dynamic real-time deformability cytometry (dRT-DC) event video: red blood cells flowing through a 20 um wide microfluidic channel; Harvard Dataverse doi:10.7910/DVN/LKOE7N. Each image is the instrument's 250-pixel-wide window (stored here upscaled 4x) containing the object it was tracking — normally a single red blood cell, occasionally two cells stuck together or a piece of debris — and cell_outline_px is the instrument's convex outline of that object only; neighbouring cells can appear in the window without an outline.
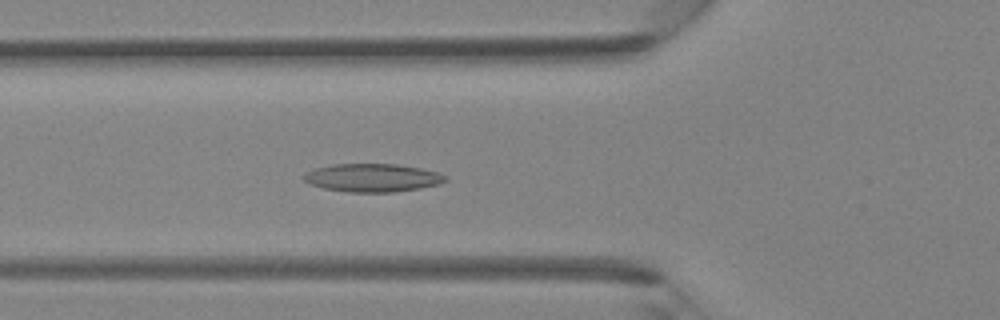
{"species": "Egyptian fruit bat (a non-hibernating species)", "species_latin": "Rousettus aegyptiacus", "temperature_condition": "room temperature", "stored_images_in_passage": 30, "camera_frame_rate_fps": 3000, "um_per_image_px": 0.085, "animal": {"sex": "female"}, "frame": {"image": 1, "passage_image": 7, "time_ms": 2.0, "image_size_px": [1000, 320], "cell_outline_px": [[448, 180], [440, 184], [420, 188], [392, 192], [348, 192], [324, 188], [308, 184], [300, 176], [316, 168], [332, 164], [396, 164], [420, 168], [436, 172], [448, 176]], "centroid_in_image_um": [31.66, 15.11], "position_along_channel_um": 94.1, "area_um2": 23.29}}
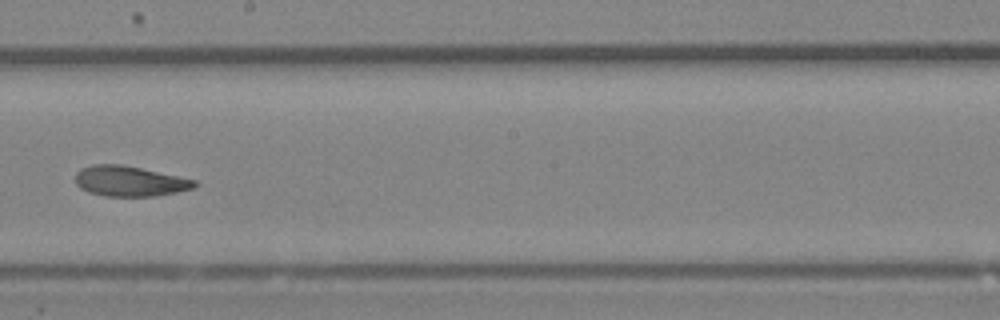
{"frame": {"image": 2, "passage_image": 16, "time_ms": 5.0, "image_size_px": [1000, 320], "cell_outline_px": [[200, 184], [192, 188], [176, 192], [156, 196], [104, 196], [88, 192], [80, 188], [76, 184], [76, 172], [80, 168], [92, 164], [120, 164], [140, 168], [196, 180]], "centroid_in_image_um": [10.99, 15.4], "position_along_channel_um": 237.2, "area_um2": 21.04}}
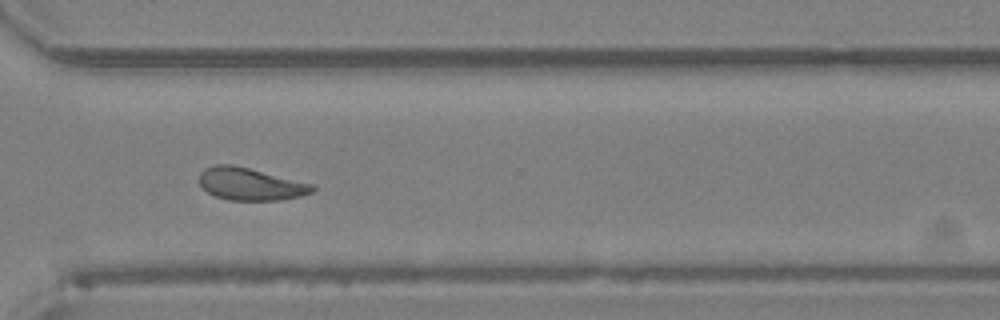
{"frame": {"image": 3, "passage_image": 23, "time_ms": 7.333, "image_size_px": [1000, 320], "cell_outline_px": [[316, 188], [312, 192], [300, 196], [280, 200], [228, 200], [216, 196], [208, 192], [200, 184], [200, 172], [204, 168], [216, 164], [232, 164], [312, 184]], "centroid_in_image_um": [21.26, 15.64], "position_along_channel_um": 349.3, "area_um2": 21.1}}